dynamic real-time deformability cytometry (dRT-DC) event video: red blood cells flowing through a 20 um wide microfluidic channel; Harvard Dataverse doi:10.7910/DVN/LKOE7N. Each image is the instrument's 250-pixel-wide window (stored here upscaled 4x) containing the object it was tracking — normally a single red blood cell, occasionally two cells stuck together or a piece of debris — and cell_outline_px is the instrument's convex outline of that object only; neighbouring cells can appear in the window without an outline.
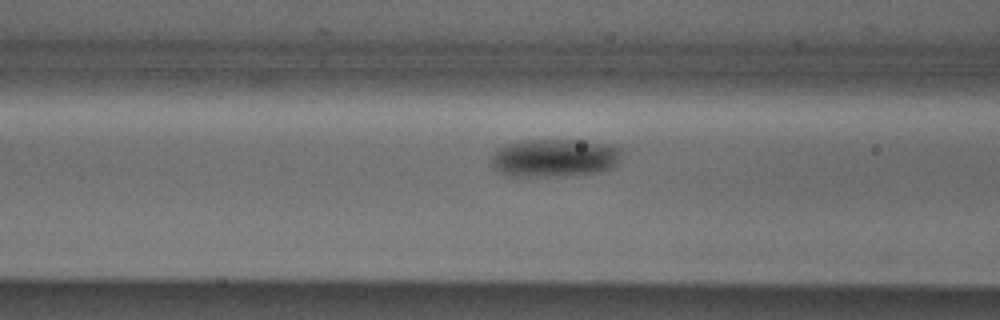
{"species": "Egyptian fruit bat (a non-hibernating species)", "species_latin": "Rousettus aegyptiacus", "temperature_condition": "cold", "stored_images_in_passage": 8, "camera_frame_rate_fps": 3000, "um_per_image_px": 0.085, "animal": {"sex": "male"}, "frame": {"image": 1, "passage_image": 6, "time_ms": 1.667, "image_size_px": [1000, 320], "cell_outline_px": [[620, 156], [616, 164], [612, 168], [600, 172], [544, 176], [508, 176], [496, 172], [492, 168], [492, 156], [496, 148], [504, 144], [520, 140], [584, 140], [616, 144], [620, 148]], "centroid_in_image_um": [47.1, 13.4], "position_along_channel_um": 119.5, "area_um2": 29.3}}